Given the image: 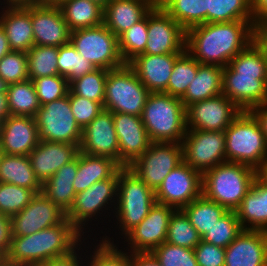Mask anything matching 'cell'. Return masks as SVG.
<instances>
[{
	"label": "cell",
	"mask_w": 267,
	"mask_h": 266,
	"mask_svg": "<svg viewBox=\"0 0 267 266\" xmlns=\"http://www.w3.org/2000/svg\"><path fill=\"white\" fill-rule=\"evenodd\" d=\"M253 21L203 23L186 31L185 50L200 64L226 67L257 38Z\"/></svg>",
	"instance_id": "obj_1"
},
{
	"label": "cell",
	"mask_w": 267,
	"mask_h": 266,
	"mask_svg": "<svg viewBox=\"0 0 267 266\" xmlns=\"http://www.w3.org/2000/svg\"><path fill=\"white\" fill-rule=\"evenodd\" d=\"M222 94L241 111L267 102V48L258 37L223 68Z\"/></svg>",
	"instance_id": "obj_2"
},
{
	"label": "cell",
	"mask_w": 267,
	"mask_h": 266,
	"mask_svg": "<svg viewBox=\"0 0 267 266\" xmlns=\"http://www.w3.org/2000/svg\"><path fill=\"white\" fill-rule=\"evenodd\" d=\"M81 234L65 218L60 224L39 232L26 236H12L9 250L4 258L12 265L38 266L76 250L78 245L80 246Z\"/></svg>",
	"instance_id": "obj_3"
},
{
	"label": "cell",
	"mask_w": 267,
	"mask_h": 266,
	"mask_svg": "<svg viewBox=\"0 0 267 266\" xmlns=\"http://www.w3.org/2000/svg\"><path fill=\"white\" fill-rule=\"evenodd\" d=\"M256 179L251 166L225 162L202 174V195L228 211H235Z\"/></svg>",
	"instance_id": "obj_4"
},
{
	"label": "cell",
	"mask_w": 267,
	"mask_h": 266,
	"mask_svg": "<svg viewBox=\"0 0 267 266\" xmlns=\"http://www.w3.org/2000/svg\"><path fill=\"white\" fill-rule=\"evenodd\" d=\"M141 119L152 142L181 143L187 130L183 102L164 92L149 94Z\"/></svg>",
	"instance_id": "obj_5"
},
{
	"label": "cell",
	"mask_w": 267,
	"mask_h": 266,
	"mask_svg": "<svg viewBox=\"0 0 267 266\" xmlns=\"http://www.w3.org/2000/svg\"><path fill=\"white\" fill-rule=\"evenodd\" d=\"M226 161L257 169L267 159V142L256 118L241 111L225 129Z\"/></svg>",
	"instance_id": "obj_6"
},
{
	"label": "cell",
	"mask_w": 267,
	"mask_h": 266,
	"mask_svg": "<svg viewBox=\"0 0 267 266\" xmlns=\"http://www.w3.org/2000/svg\"><path fill=\"white\" fill-rule=\"evenodd\" d=\"M117 206H114L121 233L126 235L138 225L156 203L155 191L149 188L128 167L119 169ZM116 208V209H115Z\"/></svg>",
	"instance_id": "obj_7"
},
{
	"label": "cell",
	"mask_w": 267,
	"mask_h": 266,
	"mask_svg": "<svg viewBox=\"0 0 267 266\" xmlns=\"http://www.w3.org/2000/svg\"><path fill=\"white\" fill-rule=\"evenodd\" d=\"M149 94L135 71L125 64L107 72L103 109L141 116Z\"/></svg>",
	"instance_id": "obj_8"
},
{
	"label": "cell",
	"mask_w": 267,
	"mask_h": 266,
	"mask_svg": "<svg viewBox=\"0 0 267 266\" xmlns=\"http://www.w3.org/2000/svg\"><path fill=\"white\" fill-rule=\"evenodd\" d=\"M70 43L97 69L114 70L125 65L119 52L118 37L104 24L72 31Z\"/></svg>",
	"instance_id": "obj_9"
},
{
	"label": "cell",
	"mask_w": 267,
	"mask_h": 266,
	"mask_svg": "<svg viewBox=\"0 0 267 266\" xmlns=\"http://www.w3.org/2000/svg\"><path fill=\"white\" fill-rule=\"evenodd\" d=\"M34 118L39 141L64 142L80 146L82 129L72 114L69 95L42 105Z\"/></svg>",
	"instance_id": "obj_10"
},
{
	"label": "cell",
	"mask_w": 267,
	"mask_h": 266,
	"mask_svg": "<svg viewBox=\"0 0 267 266\" xmlns=\"http://www.w3.org/2000/svg\"><path fill=\"white\" fill-rule=\"evenodd\" d=\"M182 161L181 143L152 142L128 168L149 188L156 191L170 171Z\"/></svg>",
	"instance_id": "obj_11"
},
{
	"label": "cell",
	"mask_w": 267,
	"mask_h": 266,
	"mask_svg": "<svg viewBox=\"0 0 267 266\" xmlns=\"http://www.w3.org/2000/svg\"><path fill=\"white\" fill-rule=\"evenodd\" d=\"M181 144L183 161L201 174L227 162L225 131L187 129Z\"/></svg>",
	"instance_id": "obj_12"
},
{
	"label": "cell",
	"mask_w": 267,
	"mask_h": 266,
	"mask_svg": "<svg viewBox=\"0 0 267 266\" xmlns=\"http://www.w3.org/2000/svg\"><path fill=\"white\" fill-rule=\"evenodd\" d=\"M202 195V174L185 161L177 165L164 178L155 191L156 202L183 209Z\"/></svg>",
	"instance_id": "obj_13"
},
{
	"label": "cell",
	"mask_w": 267,
	"mask_h": 266,
	"mask_svg": "<svg viewBox=\"0 0 267 266\" xmlns=\"http://www.w3.org/2000/svg\"><path fill=\"white\" fill-rule=\"evenodd\" d=\"M118 178L119 170L111 178L96 182L86 190L76 193L72 206L66 212V219L80 233L84 234L82 226L87 225L85 223L91 217L98 215L96 213L104 211L102 208H106L109 203L116 204Z\"/></svg>",
	"instance_id": "obj_14"
},
{
	"label": "cell",
	"mask_w": 267,
	"mask_h": 266,
	"mask_svg": "<svg viewBox=\"0 0 267 266\" xmlns=\"http://www.w3.org/2000/svg\"><path fill=\"white\" fill-rule=\"evenodd\" d=\"M148 41L142 54L165 55L185 50L186 31L158 3L148 12Z\"/></svg>",
	"instance_id": "obj_15"
},
{
	"label": "cell",
	"mask_w": 267,
	"mask_h": 266,
	"mask_svg": "<svg viewBox=\"0 0 267 266\" xmlns=\"http://www.w3.org/2000/svg\"><path fill=\"white\" fill-rule=\"evenodd\" d=\"M241 110L225 95L202 100L186 108L188 130L225 131Z\"/></svg>",
	"instance_id": "obj_16"
},
{
	"label": "cell",
	"mask_w": 267,
	"mask_h": 266,
	"mask_svg": "<svg viewBox=\"0 0 267 266\" xmlns=\"http://www.w3.org/2000/svg\"><path fill=\"white\" fill-rule=\"evenodd\" d=\"M65 218V211L42 192L37 193L22 211L10 217L11 235H30L60 224Z\"/></svg>",
	"instance_id": "obj_17"
},
{
	"label": "cell",
	"mask_w": 267,
	"mask_h": 266,
	"mask_svg": "<svg viewBox=\"0 0 267 266\" xmlns=\"http://www.w3.org/2000/svg\"><path fill=\"white\" fill-rule=\"evenodd\" d=\"M175 210L156 202L148 215L125 235L130 252H152L166 242L170 218Z\"/></svg>",
	"instance_id": "obj_18"
},
{
	"label": "cell",
	"mask_w": 267,
	"mask_h": 266,
	"mask_svg": "<svg viewBox=\"0 0 267 266\" xmlns=\"http://www.w3.org/2000/svg\"><path fill=\"white\" fill-rule=\"evenodd\" d=\"M79 151L88 155L108 157L119 164V144L114 127L113 112L102 109L82 129Z\"/></svg>",
	"instance_id": "obj_19"
},
{
	"label": "cell",
	"mask_w": 267,
	"mask_h": 266,
	"mask_svg": "<svg viewBox=\"0 0 267 266\" xmlns=\"http://www.w3.org/2000/svg\"><path fill=\"white\" fill-rule=\"evenodd\" d=\"M114 127L119 144V165L129 167L151 145L141 116L113 113Z\"/></svg>",
	"instance_id": "obj_20"
},
{
	"label": "cell",
	"mask_w": 267,
	"mask_h": 266,
	"mask_svg": "<svg viewBox=\"0 0 267 266\" xmlns=\"http://www.w3.org/2000/svg\"><path fill=\"white\" fill-rule=\"evenodd\" d=\"M31 23L35 45L60 47L70 43L71 30L58 5L31 2Z\"/></svg>",
	"instance_id": "obj_21"
},
{
	"label": "cell",
	"mask_w": 267,
	"mask_h": 266,
	"mask_svg": "<svg viewBox=\"0 0 267 266\" xmlns=\"http://www.w3.org/2000/svg\"><path fill=\"white\" fill-rule=\"evenodd\" d=\"M0 16V25L5 30L12 51L28 50L35 45L31 23V2L7 1ZM5 11V12H4Z\"/></svg>",
	"instance_id": "obj_22"
},
{
	"label": "cell",
	"mask_w": 267,
	"mask_h": 266,
	"mask_svg": "<svg viewBox=\"0 0 267 266\" xmlns=\"http://www.w3.org/2000/svg\"><path fill=\"white\" fill-rule=\"evenodd\" d=\"M38 143L34 117L9 115L0 124V146L4 154L28 156Z\"/></svg>",
	"instance_id": "obj_23"
},
{
	"label": "cell",
	"mask_w": 267,
	"mask_h": 266,
	"mask_svg": "<svg viewBox=\"0 0 267 266\" xmlns=\"http://www.w3.org/2000/svg\"><path fill=\"white\" fill-rule=\"evenodd\" d=\"M224 266H267V232L242 230L225 248Z\"/></svg>",
	"instance_id": "obj_24"
},
{
	"label": "cell",
	"mask_w": 267,
	"mask_h": 266,
	"mask_svg": "<svg viewBox=\"0 0 267 266\" xmlns=\"http://www.w3.org/2000/svg\"><path fill=\"white\" fill-rule=\"evenodd\" d=\"M78 153L77 144L39 141L28 157L37 180L43 185L63 165L74 160Z\"/></svg>",
	"instance_id": "obj_25"
},
{
	"label": "cell",
	"mask_w": 267,
	"mask_h": 266,
	"mask_svg": "<svg viewBox=\"0 0 267 266\" xmlns=\"http://www.w3.org/2000/svg\"><path fill=\"white\" fill-rule=\"evenodd\" d=\"M180 54H139L128 65L150 93L165 92L176 58Z\"/></svg>",
	"instance_id": "obj_26"
},
{
	"label": "cell",
	"mask_w": 267,
	"mask_h": 266,
	"mask_svg": "<svg viewBox=\"0 0 267 266\" xmlns=\"http://www.w3.org/2000/svg\"><path fill=\"white\" fill-rule=\"evenodd\" d=\"M157 0H114L104 8L103 24L118 38L142 20Z\"/></svg>",
	"instance_id": "obj_27"
},
{
	"label": "cell",
	"mask_w": 267,
	"mask_h": 266,
	"mask_svg": "<svg viewBox=\"0 0 267 266\" xmlns=\"http://www.w3.org/2000/svg\"><path fill=\"white\" fill-rule=\"evenodd\" d=\"M235 211L243 230L267 232V186L256 177Z\"/></svg>",
	"instance_id": "obj_28"
},
{
	"label": "cell",
	"mask_w": 267,
	"mask_h": 266,
	"mask_svg": "<svg viewBox=\"0 0 267 266\" xmlns=\"http://www.w3.org/2000/svg\"><path fill=\"white\" fill-rule=\"evenodd\" d=\"M120 168L121 166L111 158L79 151L78 171L73 181L74 191H84L96 182L111 178Z\"/></svg>",
	"instance_id": "obj_29"
},
{
	"label": "cell",
	"mask_w": 267,
	"mask_h": 266,
	"mask_svg": "<svg viewBox=\"0 0 267 266\" xmlns=\"http://www.w3.org/2000/svg\"><path fill=\"white\" fill-rule=\"evenodd\" d=\"M223 67L200 64L195 78L181 98L183 105H189L222 94Z\"/></svg>",
	"instance_id": "obj_30"
},
{
	"label": "cell",
	"mask_w": 267,
	"mask_h": 266,
	"mask_svg": "<svg viewBox=\"0 0 267 266\" xmlns=\"http://www.w3.org/2000/svg\"><path fill=\"white\" fill-rule=\"evenodd\" d=\"M77 171L78 155L70 163L63 165L42 185V193L65 212L72 206L76 196L73 181Z\"/></svg>",
	"instance_id": "obj_31"
},
{
	"label": "cell",
	"mask_w": 267,
	"mask_h": 266,
	"mask_svg": "<svg viewBox=\"0 0 267 266\" xmlns=\"http://www.w3.org/2000/svg\"><path fill=\"white\" fill-rule=\"evenodd\" d=\"M0 182L42 192L28 156L3 154L0 161Z\"/></svg>",
	"instance_id": "obj_32"
},
{
	"label": "cell",
	"mask_w": 267,
	"mask_h": 266,
	"mask_svg": "<svg viewBox=\"0 0 267 266\" xmlns=\"http://www.w3.org/2000/svg\"><path fill=\"white\" fill-rule=\"evenodd\" d=\"M58 6L71 32L103 24L104 9L89 0H62Z\"/></svg>",
	"instance_id": "obj_33"
},
{
	"label": "cell",
	"mask_w": 267,
	"mask_h": 266,
	"mask_svg": "<svg viewBox=\"0 0 267 266\" xmlns=\"http://www.w3.org/2000/svg\"><path fill=\"white\" fill-rule=\"evenodd\" d=\"M157 3L185 31L208 23V0H157Z\"/></svg>",
	"instance_id": "obj_34"
},
{
	"label": "cell",
	"mask_w": 267,
	"mask_h": 266,
	"mask_svg": "<svg viewBox=\"0 0 267 266\" xmlns=\"http://www.w3.org/2000/svg\"><path fill=\"white\" fill-rule=\"evenodd\" d=\"M201 238L228 212L217 202L201 195L182 209Z\"/></svg>",
	"instance_id": "obj_35"
},
{
	"label": "cell",
	"mask_w": 267,
	"mask_h": 266,
	"mask_svg": "<svg viewBox=\"0 0 267 266\" xmlns=\"http://www.w3.org/2000/svg\"><path fill=\"white\" fill-rule=\"evenodd\" d=\"M9 115L35 117L41 107L32 80L8 85L6 92Z\"/></svg>",
	"instance_id": "obj_36"
},
{
	"label": "cell",
	"mask_w": 267,
	"mask_h": 266,
	"mask_svg": "<svg viewBox=\"0 0 267 266\" xmlns=\"http://www.w3.org/2000/svg\"><path fill=\"white\" fill-rule=\"evenodd\" d=\"M253 21L252 0H208V23Z\"/></svg>",
	"instance_id": "obj_37"
},
{
	"label": "cell",
	"mask_w": 267,
	"mask_h": 266,
	"mask_svg": "<svg viewBox=\"0 0 267 266\" xmlns=\"http://www.w3.org/2000/svg\"><path fill=\"white\" fill-rule=\"evenodd\" d=\"M199 62L184 50L175 61L167 90L164 92L173 97L182 98L190 82L195 78Z\"/></svg>",
	"instance_id": "obj_38"
},
{
	"label": "cell",
	"mask_w": 267,
	"mask_h": 266,
	"mask_svg": "<svg viewBox=\"0 0 267 266\" xmlns=\"http://www.w3.org/2000/svg\"><path fill=\"white\" fill-rule=\"evenodd\" d=\"M58 47L34 45L27 52L29 79L59 75Z\"/></svg>",
	"instance_id": "obj_39"
},
{
	"label": "cell",
	"mask_w": 267,
	"mask_h": 266,
	"mask_svg": "<svg viewBox=\"0 0 267 266\" xmlns=\"http://www.w3.org/2000/svg\"><path fill=\"white\" fill-rule=\"evenodd\" d=\"M202 240L182 209L175 210L170 218L166 242L194 249Z\"/></svg>",
	"instance_id": "obj_40"
},
{
	"label": "cell",
	"mask_w": 267,
	"mask_h": 266,
	"mask_svg": "<svg viewBox=\"0 0 267 266\" xmlns=\"http://www.w3.org/2000/svg\"><path fill=\"white\" fill-rule=\"evenodd\" d=\"M148 13L138 23L131 26L119 38V52L121 58L128 64L137 55L142 54L148 41Z\"/></svg>",
	"instance_id": "obj_41"
},
{
	"label": "cell",
	"mask_w": 267,
	"mask_h": 266,
	"mask_svg": "<svg viewBox=\"0 0 267 266\" xmlns=\"http://www.w3.org/2000/svg\"><path fill=\"white\" fill-rule=\"evenodd\" d=\"M57 66L59 75L65 76L69 83L97 69L81 56L71 43L58 47Z\"/></svg>",
	"instance_id": "obj_42"
},
{
	"label": "cell",
	"mask_w": 267,
	"mask_h": 266,
	"mask_svg": "<svg viewBox=\"0 0 267 266\" xmlns=\"http://www.w3.org/2000/svg\"><path fill=\"white\" fill-rule=\"evenodd\" d=\"M108 71L106 69H95L91 73L72 80L69 83V91L72 94L99 102L103 106L105 81Z\"/></svg>",
	"instance_id": "obj_43"
},
{
	"label": "cell",
	"mask_w": 267,
	"mask_h": 266,
	"mask_svg": "<svg viewBox=\"0 0 267 266\" xmlns=\"http://www.w3.org/2000/svg\"><path fill=\"white\" fill-rule=\"evenodd\" d=\"M242 230L236 211H228L202 237V240L226 248Z\"/></svg>",
	"instance_id": "obj_44"
},
{
	"label": "cell",
	"mask_w": 267,
	"mask_h": 266,
	"mask_svg": "<svg viewBox=\"0 0 267 266\" xmlns=\"http://www.w3.org/2000/svg\"><path fill=\"white\" fill-rule=\"evenodd\" d=\"M36 193L17 185L0 182V213L12 217L22 211Z\"/></svg>",
	"instance_id": "obj_45"
},
{
	"label": "cell",
	"mask_w": 267,
	"mask_h": 266,
	"mask_svg": "<svg viewBox=\"0 0 267 266\" xmlns=\"http://www.w3.org/2000/svg\"><path fill=\"white\" fill-rule=\"evenodd\" d=\"M0 77L8 84L29 80L27 52L11 51L0 60Z\"/></svg>",
	"instance_id": "obj_46"
},
{
	"label": "cell",
	"mask_w": 267,
	"mask_h": 266,
	"mask_svg": "<svg viewBox=\"0 0 267 266\" xmlns=\"http://www.w3.org/2000/svg\"><path fill=\"white\" fill-rule=\"evenodd\" d=\"M32 81L41 106L63 98L70 90L68 79L62 75L40 77Z\"/></svg>",
	"instance_id": "obj_47"
},
{
	"label": "cell",
	"mask_w": 267,
	"mask_h": 266,
	"mask_svg": "<svg viewBox=\"0 0 267 266\" xmlns=\"http://www.w3.org/2000/svg\"><path fill=\"white\" fill-rule=\"evenodd\" d=\"M152 253L162 266H198L194 249L164 242Z\"/></svg>",
	"instance_id": "obj_48"
},
{
	"label": "cell",
	"mask_w": 267,
	"mask_h": 266,
	"mask_svg": "<svg viewBox=\"0 0 267 266\" xmlns=\"http://www.w3.org/2000/svg\"><path fill=\"white\" fill-rule=\"evenodd\" d=\"M101 243L97 245L94 255H91L86 266H130L129 253L118 250L117 246L106 237L102 238Z\"/></svg>",
	"instance_id": "obj_49"
},
{
	"label": "cell",
	"mask_w": 267,
	"mask_h": 266,
	"mask_svg": "<svg viewBox=\"0 0 267 266\" xmlns=\"http://www.w3.org/2000/svg\"><path fill=\"white\" fill-rule=\"evenodd\" d=\"M69 102L74 119L84 129L103 109L99 102L89 100L68 92Z\"/></svg>",
	"instance_id": "obj_50"
},
{
	"label": "cell",
	"mask_w": 267,
	"mask_h": 266,
	"mask_svg": "<svg viewBox=\"0 0 267 266\" xmlns=\"http://www.w3.org/2000/svg\"><path fill=\"white\" fill-rule=\"evenodd\" d=\"M198 266H224L225 248L203 240L194 248Z\"/></svg>",
	"instance_id": "obj_51"
},
{
	"label": "cell",
	"mask_w": 267,
	"mask_h": 266,
	"mask_svg": "<svg viewBox=\"0 0 267 266\" xmlns=\"http://www.w3.org/2000/svg\"><path fill=\"white\" fill-rule=\"evenodd\" d=\"M12 239L10 218L0 213V253L5 256Z\"/></svg>",
	"instance_id": "obj_52"
},
{
	"label": "cell",
	"mask_w": 267,
	"mask_h": 266,
	"mask_svg": "<svg viewBox=\"0 0 267 266\" xmlns=\"http://www.w3.org/2000/svg\"><path fill=\"white\" fill-rule=\"evenodd\" d=\"M252 18L258 27H267V0H252Z\"/></svg>",
	"instance_id": "obj_53"
},
{
	"label": "cell",
	"mask_w": 267,
	"mask_h": 266,
	"mask_svg": "<svg viewBox=\"0 0 267 266\" xmlns=\"http://www.w3.org/2000/svg\"><path fill=\"white\" fill-rule=\"evenodd\" d=\"M130 266H162L152 252H129Z\"/></svg>",
	"instance_id": "obj_54"
},
{
	"label": "cell",
	"mask_w": 267,
	"mask_h": 266,
	"mask_svg": "<svg viewBox=\"0 0 267 266\" xmlns=\"http://www.w3.org/2000/svg\"><path fill=\"white\" fill-rule=\"evenodd\" d=\"M76 253L77 252L74 250L73 252H71L66 256L50 259L38 266H82L80 265L81 263L79 262L80 259L82 258H80L79 255Z\"/></svg>",
	"instance_id": "obj_55"
},
{
	"label": "cell",
	"mask_w": 267,
	"mask_h": 266,
	"mask_svg": "<svg viewBox=\"0 0 267 266\" xmlns=\"http://www.w3.org/2000/svg\"><path fill=\"white\" fill-rule=\"evenodd\" d=\"M250 112L258 121L267 142V102L253 107Z\"/></svg>",
	"instance_id": "obj_56"
},
{
	"label": "cell",
	"mask_w": 267,
	"mask_h": 266,
	"mask_svg": "<svg viewBox=\"0 0 267 266\" xmlns=\"http://www.w3.org/2000/svg\"><path fill=\"white\" fill-rule=\"evenodd\" d=\"M11 51L5 30L0 25V60Z\"/></svg>",
	"instance_id": "obj_57"
},
{
	"label": "cell",
	"mask_w": 267,
	"mask_h": 266,
	"mask_svg": "<svg viewBox=\"0 0 267 266\" xmlns=\"http://www.w3.org/2000/svg\"><path fill=\"white\" fill-rule=\"evenodd\" d=\"M9 116L6 93H0V124Z\"/></svg>",
	"instance_id": "obj_58"
},
{
	"label": "cell",
	"mask_w": 267,
	"mask_h": 266,
	"mask_svg": "<svg viewBox=\"0 0 267 266\" xmlns=\"http://www.w3.org/2000/svg\"><path fill=\"white\" fill-rule=\"evenodd\" d=\"M256 177L267 186V159L256 169Z\"/></svg>",
	"instance_id": "obj_59"
},
{
	"label": "cell",
	"mask_w": 267,
	"mask_h": 266,
	"mask_svg": "<svg viewBox=\"0 0 267 266\" xmlns=\"http://www.w3.org/2000/svg\"><path fill=\"white\" fill-rule=\"evenodd\" d=\"M257 37L262 41V43L267 48V27H261L257 30Z\"/></svg>",
	"instance_id": "obj_60"
},
{
	"label": "cell",
	"mask_w": 267,
	"mask_h": 266,
	"mask_svg": "<svg viewBox=\"0 0 267 266\" xmlns=\"http://www.w3.org/2000/svg\"><path fill=\"white\" fill-rule=\"evenodd\" d=\"M38 5H58L62 0H29Z\"/></svg>",
	"instance_id": "obj_61"
},
{
	"label": "cell",
	"mask_w": 267,
	"mask_h": 266,
	"mask_svg": "<svg viewBox=\"0 0 267 266\" xmlns=\"http://www.w3.org/2000/svg\"><path fill=\"white\" fill-rule=\"evenodd\" d=\"M8 85L9 84L0 77V93H6Z\"/></svg>",
	"instance_id": "obj_62"
},
{
	"label": "cell",
	"mask_w": 267,
	"mask_h": 266,
	"mask_svg": "<svg viewBox=\"0 0 267 266\" xmlns=\"http://www.w3.org/2000/svg\"><path fill=\"white\" fill-rule=\"evenodd\" d=\"M99 6H101L103 9L107 6V4L110 2L109 0H89Z\"/></svg>",
	"instance_id": "obj_63"
},
{
	"label": "cell",
	"mask_w": 267,
	"mask_h": 266,
	"mask_svg": "<svg viewBox=\"0 0 267 266\" xmlns=\"http://www.w3.org/2000/svg\"><path fill=\"white\" fill-rule=\"evenodd\" d=\"M12 264L10 262H8L5 258H3L0 261V266H11Z\"/></svg>",
	"instance_id": "obj_64"
},
{
	"label": "cell",
	"mask_w": 267,
	"mask_h": 266,
	"mask_svg": "<svg viewBox=\"0 0 267 266\" xmlns=\"http://www.w3.org/2000/svg\"><path fill=\"white\" fill-rule=\"evenodd\" d=\"M3 150H2V148H1V146H0V161H1V158H2V156H3Z\"/></svg>",
	"instance_id": "obj_65"
},
{
	"label": "cell",
	"mask_w": 267,
	"mask_h": 266,
	"mask_svg": "<svg viewBox=\"0 0 267 266\" xmlns=\"http://www.w3.org/2000/svg\"><path fill=\"white\" fill-rule=\"evenodd\" d=\"M4 258V256L0 253V261Z\"/></svg>",
	"instance_id": "obj_66"
},
{
	"label": "cell",
	"mask_w": 267,
	"mask_h": 266,
	"mask_svg": "<svg viewBox=\"0 0 267 266\" xmlns=\"http://www.w3.org/2000/svg\"><path fill=\"white\" fill-rule=\"evenodd\" d=\"M8 1H24V0H8Z\"/></svg>",
	"instance_id": "obj_67"
}]
</instances>
